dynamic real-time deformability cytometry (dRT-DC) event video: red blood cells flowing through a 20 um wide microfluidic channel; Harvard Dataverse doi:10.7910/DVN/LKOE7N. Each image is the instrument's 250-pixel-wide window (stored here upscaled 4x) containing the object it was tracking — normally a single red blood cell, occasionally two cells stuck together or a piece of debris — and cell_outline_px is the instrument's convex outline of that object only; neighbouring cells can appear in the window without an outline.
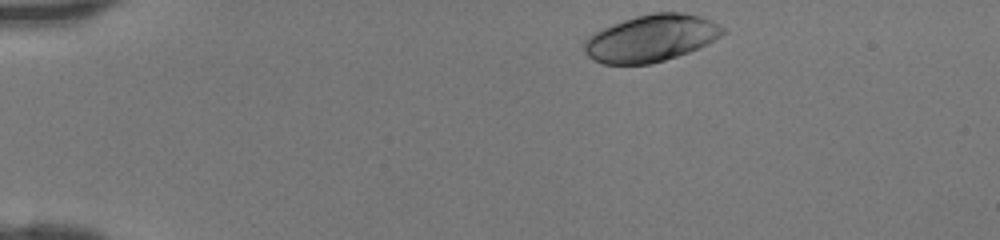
{"species": "human", "species_latin": "Homo sapiens", "temperature_condition": "room temperature", "stored_images_in_passage": 38, "camera_frame_rate_fps": 3000, "um_per_image_px": 0.085, "donor": {"sex": "female"}, "frame": {"image": 1, "passage_image": 1, "time_ms": 0.0, "image_size_px": [1000, 240], "cell_outline_px": [[724, 32], [720, 36], [688, 52], [652, 64], [604, 64], [592, 60], [584, 52], [580, 40], [592, 32], [624, 20], [636, 16], [652, 12], [684, 12], [700, 16], [712, 20], [724, 28]], "centroid_in_image_um": [55.25, 3.24], "position_along_channel_um": 29.8, "area_um2": 38.03}}
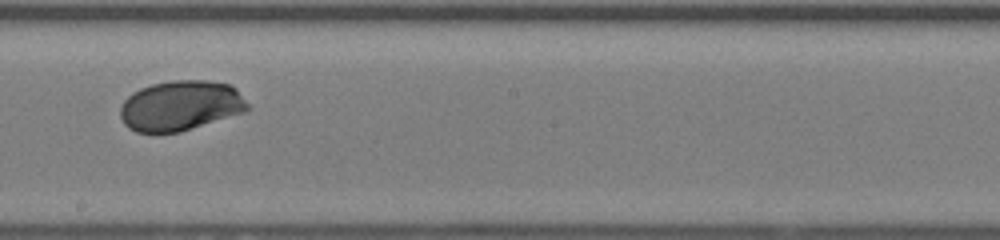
{"frame": {"image": 2, "passage_image": 20, "time_ms": 6.333, "image_size_px": [1000, 240], "cell_outline_px": [[252, 108], [244, 112], [180, 132], [136, 132], [128, 128], [124, 124], [120, 116], [120, 108], [124, 100], [132, 92], [140, 88], [152, 84], [172, 80], [208, 80], [228, 84], [236, 88]], "centroid_in_image_um": [15.35, 8.97], "position_along_channel_um": 232.9, "area_um2": 37.34}}
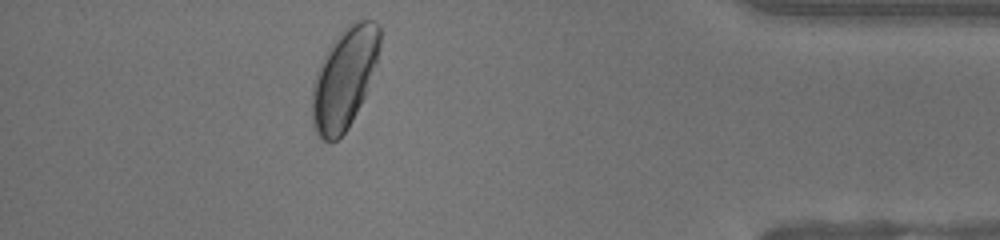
{"frame": {"image": 3, "passage_image": 34, "time_ms": 11.0, "image_size_px": [1000, 240], "cell_outline_px": [[380, 44], [376, 64], [364, 96], [348, 128], [332, 144], [324, 140], [316, 132], [312, 124], [312, 84], [316, 72], [328, 48], [340, 32], [348, 24], [356, 20], [372, 20], [380, 24]], "centroid_in_image_um": [29.26, 6.64], "position_along_channel_um": 405.9, "area_um2": 39.54}}